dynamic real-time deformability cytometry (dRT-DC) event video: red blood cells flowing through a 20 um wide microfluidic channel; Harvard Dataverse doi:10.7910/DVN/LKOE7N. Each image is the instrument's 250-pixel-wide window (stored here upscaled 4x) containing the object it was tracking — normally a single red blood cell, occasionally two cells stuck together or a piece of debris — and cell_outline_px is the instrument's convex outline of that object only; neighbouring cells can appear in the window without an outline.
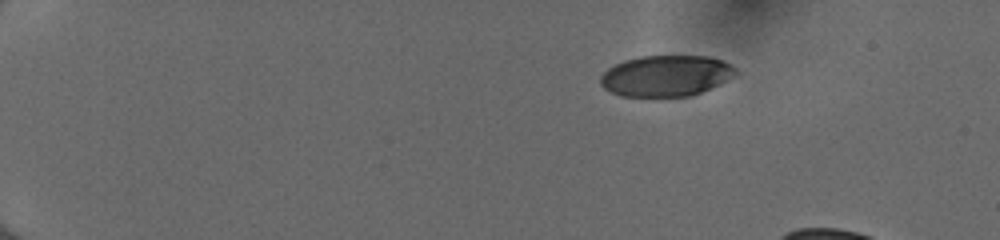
{"species": "human", "species_latin": "Homo sapiens", "temperature_condition": "cold", "stored_images_in_passage": 43, "camera_frame_rate_fps": 3000, "um_per_image_px": 0.085, "donor": {"sex": "female"}, "frame": {"image": 1, "passage_image": 1, "time_ms": 0.0, "image_size_px": [1000, 240], "cell_outline_px": [[736, 72], [732, 76], [720, 84], [700, 92], [688, 96], [620, 96], [604, 88], [600, 84], [600, 76], [608, 68], [624, 60], [640, 56], [708, 56], [720, 60], [736, 68]], "centroid_in_image_um": [56.57, 6.44], "position_along_channel_um": 28.4, "area_um2": 32.02}}
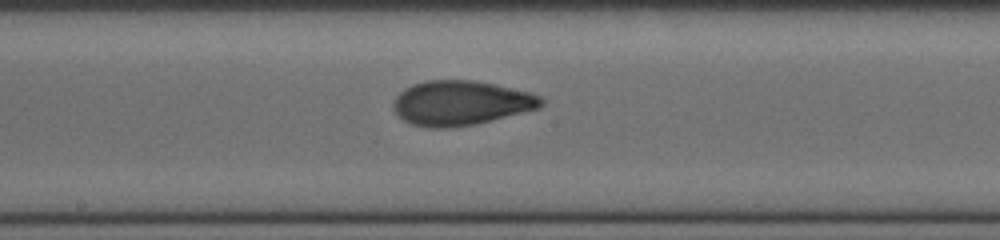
{"frame": {"image": 2, "passage_image": 23, "time_ms": 7.333, "image_size_px": [1000, 240], "cell_outline_px": [[544, 104], [540, 108], [476, 124], [448, 128], [428, 128], [412, 124], [404, 120], [396, 112], [392, 104], [396, 96], [400, 92], [412, 84], [424, 80], [472, 80], [532, 92], [540, 96], [544, 100]], "centroid_in_image_um": [39.19, 8.75], "position_along_channel_um": 209.0, "area_um2": 38.49}}
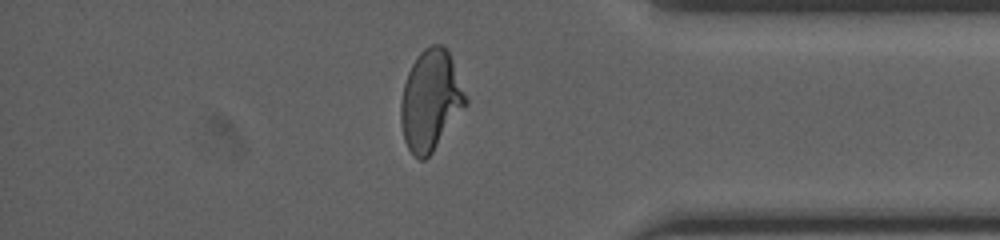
{"frame": {"image": 3, "passage_image": 38, "time_ms": 12.333, "image_size_px": [1000, 240], "cell_outline_px": [[468, 104], [432, 152], [424, 160], [420, 160], [412, 156], [404, 140], [400, 120], [400, 104], [404, 84], [408, 72], [416, 56], [424, 48], [432, 44], [440, 44], [448, 48], [468, 100]], "centroid_in_image_um": [36.6, 8.52], "position_along_channel_um": 398.6, "area_um2": 38.15}}